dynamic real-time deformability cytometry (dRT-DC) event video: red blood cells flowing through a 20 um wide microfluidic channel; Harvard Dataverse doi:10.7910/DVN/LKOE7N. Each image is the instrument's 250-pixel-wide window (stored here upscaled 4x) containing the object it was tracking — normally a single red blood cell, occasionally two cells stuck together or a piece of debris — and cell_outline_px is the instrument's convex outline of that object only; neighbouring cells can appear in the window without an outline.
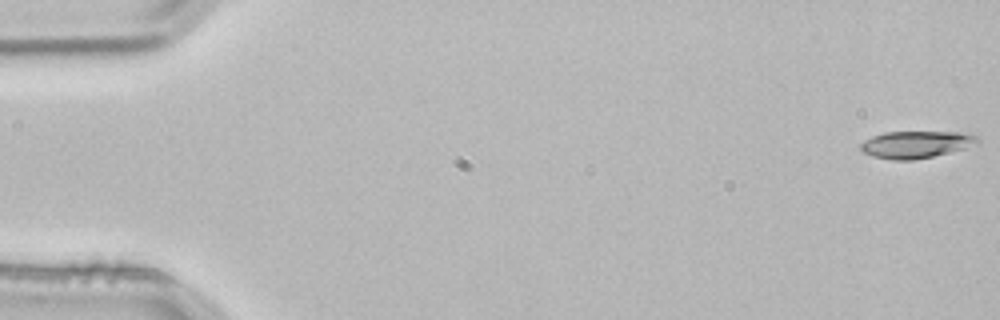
{"species": "common noctule bat (a hibernating species)", "species_latin": "Nyctalus noctula", "temperature_condition": "room temperature", "stored_images_in_passage": 4, "camera_frame_rate_fps": 3000, "um_per_image_px": 0.085, "animal": {"sex": "male", "body_mass_g": 21.5, "forearm_length_mm": 52.0}, "frame": {"image": 1, "passage_image": 1, "time_ms": 0.0, "image_size_px": [1000, 320], "cell_outline_px": [[980, 144], [932, 156], [912, 160], [892, 160], [872, 156], [860, 152], [860, 144], [864, 140], [872, 136], [884, 132], [968, 132], [976, 136], [980, 140]], "centroid_in_image_um": [77.85, 12.27], "position_along_channel_um": 7.1, "area_um2": 18.61}}